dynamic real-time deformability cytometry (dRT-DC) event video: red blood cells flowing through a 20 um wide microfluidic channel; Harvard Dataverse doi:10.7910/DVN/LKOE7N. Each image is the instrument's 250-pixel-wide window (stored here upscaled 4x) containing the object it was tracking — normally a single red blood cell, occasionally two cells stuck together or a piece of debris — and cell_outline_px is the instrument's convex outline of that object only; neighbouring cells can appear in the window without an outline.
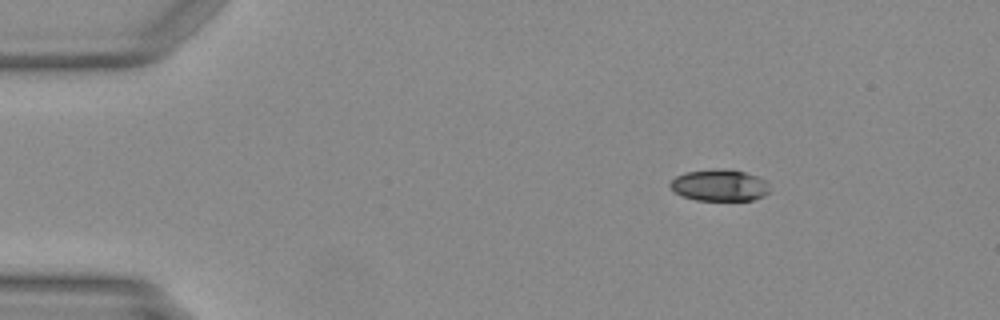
{"species": "Egyptian fruit bat (a non-hibernating species)", "species_latin": "Rousettus aegyptiacus", "temperature_condition": "warm", "stored_images_in_passage": 43, "camera_frame_rate_fps": 3000, "um_per_image_px": 0.085, "animal": {"sex": "female"}, "frame": {"image": 1, "passage_image": 1, "time_ms": 0.0, "image_size_px": [1000, 320], "cell_outline_px": [[768, 192], [764, 196], [752, 200], [696, 200], [680, 196], [668, 184], [676, 176], [688, 172], [744, 172], [756, 176], [764, 180], [768, 188]], "centroid_in_image_um": [61.14, 15.82], "position_along_channel_um": 23.9, "area_um2": 17.28}}
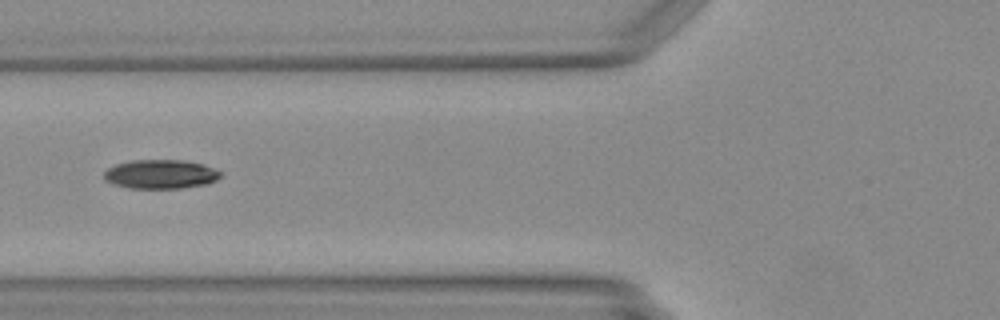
{"frame": {"image": 2, "passage_image": 13, "time_ms": 4.0, "image_size_px": [1000, 320], "cell_outline_px": [[224, 172], [216, 180], [208, 184], [180, 188], [128, 188], [104, 180], [104, 172], [108, 168], [116, 164], [132, 160], [184, 160], [204, 164], [216, 168]], "centroid_in_image_um": [13.7, 14.8], "position_along_channel_um": 112.1, "area_um2": 19.88}}
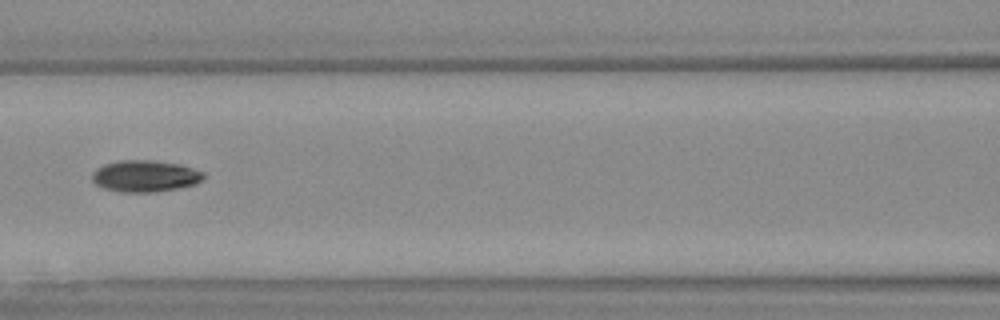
{"frame": {"image": 3, "passage_image": 16, "time_ms": 5.0, "image_size_px": [1000, 320], "cell_outline_px": [[204, 176], [196, 184], [156, 192], [120, 192], [104, 188], [96, 184], [92, 180], [92, 172], [96, 168], [104, 164], [124, 160], [148, 160], [180, 164], [204, 172]], "centroid_in_image_um": [12.31, 14.97], "position_along_channel_um": 154.3, "area_um2": 20.4}}